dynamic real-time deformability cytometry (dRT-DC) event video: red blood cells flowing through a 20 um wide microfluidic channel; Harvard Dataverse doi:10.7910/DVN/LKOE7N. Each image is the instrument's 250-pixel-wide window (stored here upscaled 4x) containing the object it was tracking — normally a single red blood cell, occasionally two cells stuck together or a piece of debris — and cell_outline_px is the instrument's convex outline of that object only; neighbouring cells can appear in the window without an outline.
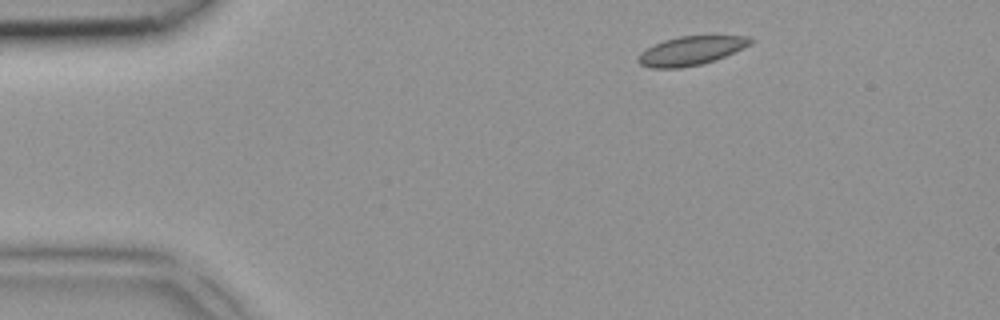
{"species": "common noctule bat (a hibernating species)", "species_latin": "Nyctalus noctula", "temperature_condition": "room temperature", "stored_images_in_passage": 2, "camera_frame_rate_fps": 3000, "um_per_image_px": 0.085, "animal": {"sex": "female", "body_mass_g": 18.4}, "frame": {"image": 1, "passage_image": 1, "time_ms": 0.0, "image_size_px": [1000, 320], "cell_outline_px": [[756, 40], [752, 44], [716, 60], [700, 64], [680, 68], [652, 68], [640, 64], [636, 60], [640, 52], [664, 40], [680, 36], [744, 36]], "centroid_in_image_um": [58.74, 4.31], "position_along_channel_um": 26.3, "area_um2": 18.79}}